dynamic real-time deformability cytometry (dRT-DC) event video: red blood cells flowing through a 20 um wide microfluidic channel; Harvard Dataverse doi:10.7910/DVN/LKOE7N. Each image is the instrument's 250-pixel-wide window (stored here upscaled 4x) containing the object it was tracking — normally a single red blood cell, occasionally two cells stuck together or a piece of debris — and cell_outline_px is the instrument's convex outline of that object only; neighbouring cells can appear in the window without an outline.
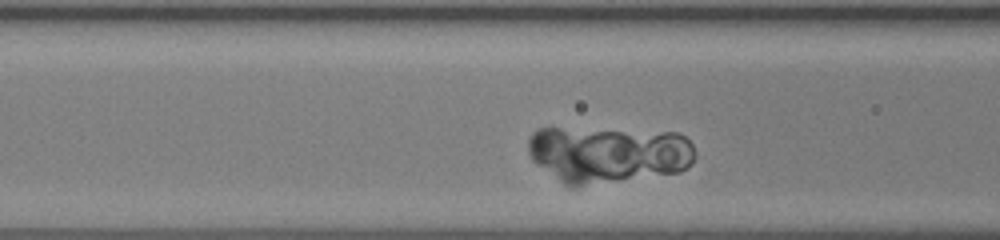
{"species": "human", "species_latin": "Homo sapiens", "temperature_condition": "room temperature", "stored_images_in_passage": 29, "camera_frame_rate_fps": 3000, "um_per_image_px": 0.085, "donor": {"sex": "female"}, "frame": {"image": 1, "passage_image": 5, "time_ms": 1.333, "image_size_px": [1000, 240], "cell_outline_px": [[696, 156], [692, 164], [688, 168], [680, 172], [576, 188], [568, 188], [532, 160], [528, 152], [528, 140], [532, 132], [536, 128], [560, 128], [676, 132], [684, 136], [692, 144]], "centroid_in_image_um": [51.69, 13.14], "position_along_channel_um": 114.9, "area_um2": 56.12}}
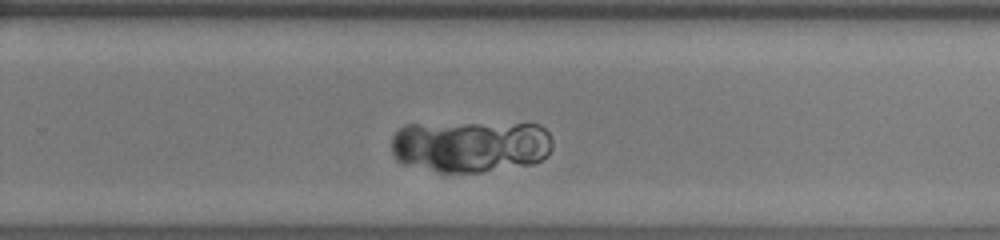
{"frame": {"image": 2, "passage_image": 18, "time_ms": 5.667, "image_size_px": [1000, 240], "cell_outline_px": [[552, 148], [540, 160], [532, 164], [480, 172], [436, 172], [400, 164], [396, 160], [392, 152], [392, 136], [404, 124], [540, 124], [548, 132], [552, 140]], "centroid_in_image_um": [39.94, 12.44], "position_along_channel_um": 289.9, "area_um2": 48.96}}
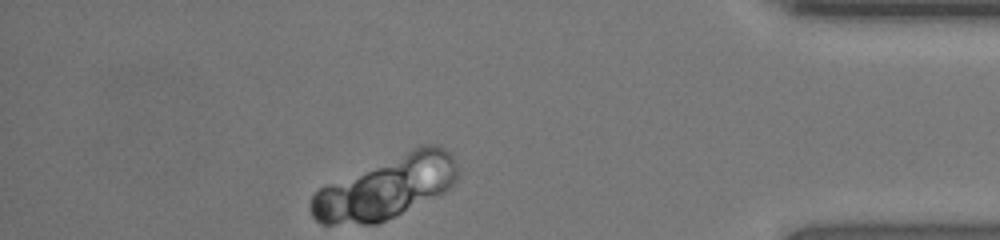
{"frame": {"image": 3, "passage_image": 29, "time_ms": 9.333, "image_size_px": [1000, 240], "cell_outline_px": [[456, 180], [444, 192], [376, 224], [320, 224], [312, 216], [312, 196], [320, 188], [328, 184], [420, 144], [440, 144], [452, 156], [456, 164]], "centroid_in_image_um": [32.82, 15.92], "position_along_channel_um": 402.4, "area_um2": 52.37}}